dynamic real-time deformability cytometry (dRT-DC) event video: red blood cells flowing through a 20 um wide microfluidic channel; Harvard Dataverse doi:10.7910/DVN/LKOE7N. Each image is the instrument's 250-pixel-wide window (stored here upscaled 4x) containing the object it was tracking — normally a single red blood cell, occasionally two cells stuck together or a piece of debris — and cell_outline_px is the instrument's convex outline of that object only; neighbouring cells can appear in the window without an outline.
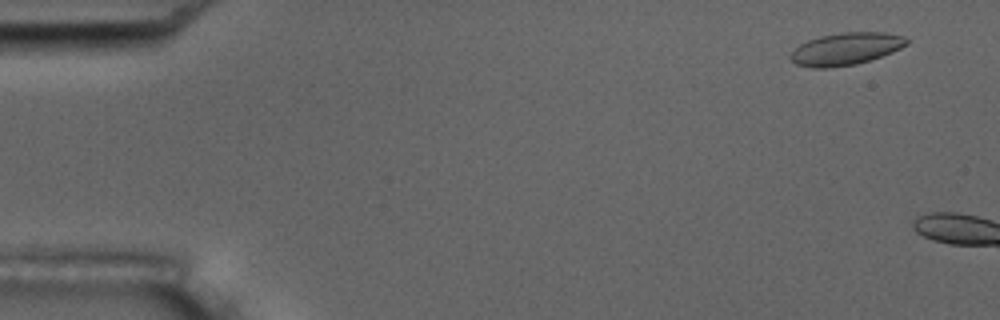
{"species": "common noctule bat (a hibernating species)", "species_latin": "Nyctalus noctula", "temperature_condition": "room temperature", "stored_images_in_passage": 2, "camera_frame_rate_fps": 3000, "um_per_image_px": 0.085, "animal": {"sex": "male", "body_mass_g": 17.5, "forearm_length_mm": 52.3}, "frame": {"image": 1, "passage_image": 1, "time_ms": 0.0, "image_size_px": [1000, 320], "cell_outline_px": [[908, 44], [892, 52], [856, 64], [828, 68], [812, 68], [796, 64], [788, 56], [800, 44], [808, 40], [820, 36], [844, 32], [884, 32], [904, 36], [908, 40]], "centroid_in_image_um": [71.89, 4.15], "position_along_channel_um": 13.1, "area_um2": 21.73}}